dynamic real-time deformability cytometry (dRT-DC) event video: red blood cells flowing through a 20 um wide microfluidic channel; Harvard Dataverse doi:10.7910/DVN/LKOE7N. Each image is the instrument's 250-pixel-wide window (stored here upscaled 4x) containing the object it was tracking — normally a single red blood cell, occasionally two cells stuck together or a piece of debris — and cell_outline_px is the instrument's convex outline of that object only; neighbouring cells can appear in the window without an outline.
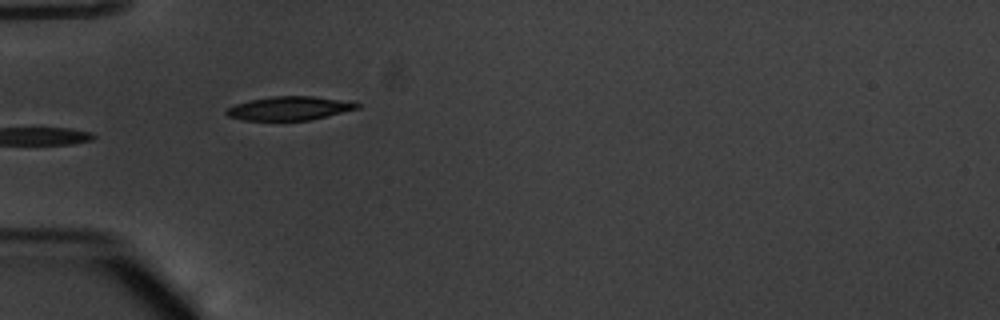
{"species": "common noctule bat (a hibernating species)", "species_latin": "Nyctalus noctula", "temperature_condition": "warm", "stored_images_in_passage": 36, "camera_frame_rate_fps": 3000, "um_per_image_px": 0.085, "animal": {"sex": "male", "body_mass_g": 20.1, "forearm_length_mm": 53.5}, "frame": {"image": 1, "passage_image": 1, "time_ms": 0.0, "image_size_px": [1000, 320], "cell_outline_px": [[360, 108], [308, 120], [244, 120], [228, 116], [224, 112], [228, 108], [236, 104], [252, 100], [272, 96], [312, 96], [360, 104]], "centroid_in_image_um": [24.55, 9.21], "position_along_channel_um": 60.5, "area_um2": 17.57}}
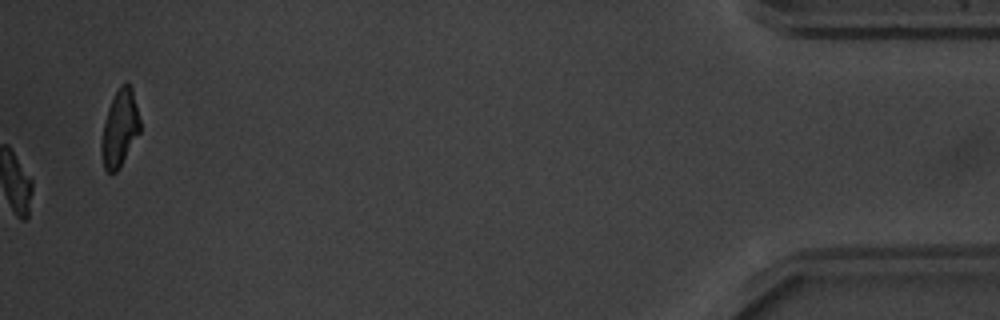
{"frame": {"image": 2, "passage_image": 36, "time_ms": 11.667, "image_size_px": [1000, 320], "cell_outline_px": [[140, 132], [120, 168], [116, 172], [108, 172], [104, 168], [100, 152], [100, 144], [104, 120], [108, 108], [120, 84], [128, 84], [132, 88], [140, 120]], "centroid_in_image_um": [10.16, 10.95], "position_along_channel_um": 425.0, "area_um2": 17.28}, "authors_computed_cell_mechanics": {"area_um2": 13.7564, "velocity_mm_per_s": 3.8088, "shape_relaxation_time_tau1_ms": 2.8133, "shape_relaxation_time_tau2_ms": 4.7722, "deformation_change_tau1": 0.1377, "deformation_change_tau2": 0.1053}}